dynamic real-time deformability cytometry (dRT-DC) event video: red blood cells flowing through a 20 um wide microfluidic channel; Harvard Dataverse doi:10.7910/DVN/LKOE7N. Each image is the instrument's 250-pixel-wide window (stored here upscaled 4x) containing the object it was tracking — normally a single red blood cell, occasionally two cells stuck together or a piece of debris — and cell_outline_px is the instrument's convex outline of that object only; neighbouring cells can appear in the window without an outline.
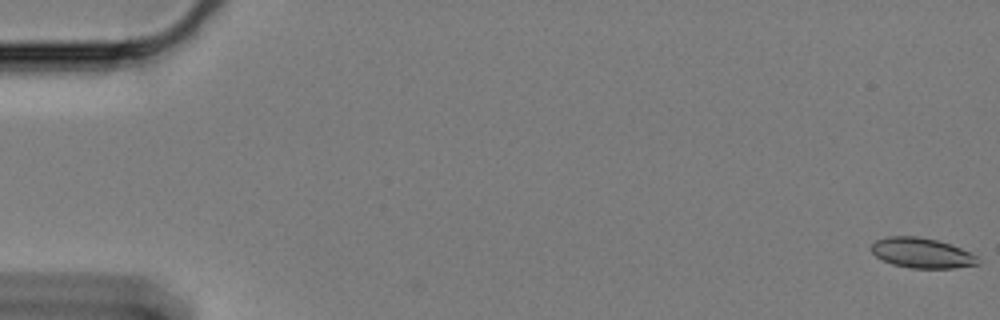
{"species": "Egyptian fruit bat (a non-hibernating species)", "species_latin": "Rousettus aegyptiacus", "temperature_condition": "cold", "stored_images_in_passage": 63, "camera_frame_rate_fps": 3000, "um_per_image_px": 0.085, "animal": {"sex": "female"}, "frame": {"image": 1, "passage_image": 1, "time_ms": 0.0, "image_size_px": [1000, 320], "cell_outline_px": [[980, 264], [956, 268], [912, 268], [892, 264], [876, 256], [868, 248], [876, 240], [888, 236], [916, 236], [936, 240], [960, 248], [976, 256], [980, 260]], "centroid_in_image_um": [78.33, 21.51], "position_along_channel_um": 6.7, "area_um2": 18.61}}
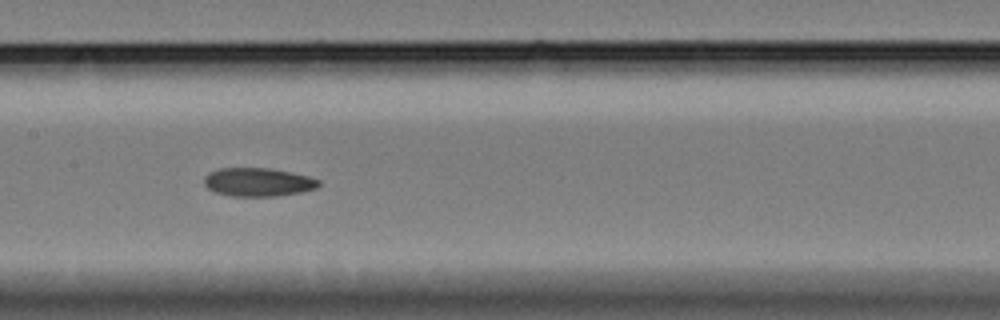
{"frame": {"image": 2, "passage_image": 31, "time_ms": 10.0, "image_size_px": [1000, 320], "cell_outline_px": [[320, 184], [316, 188], [300, 192], [276, 196], [232, 196], [216, 192], [208, 188], [204, 184], [204, 176], [208, 172], [220, 168], [268, 168], [308, 176], [320, 180]], "centroid_in_image_um": [21.91, 15.48], "position_along_channel_um": 185.5, "area_um2": 18.9}}
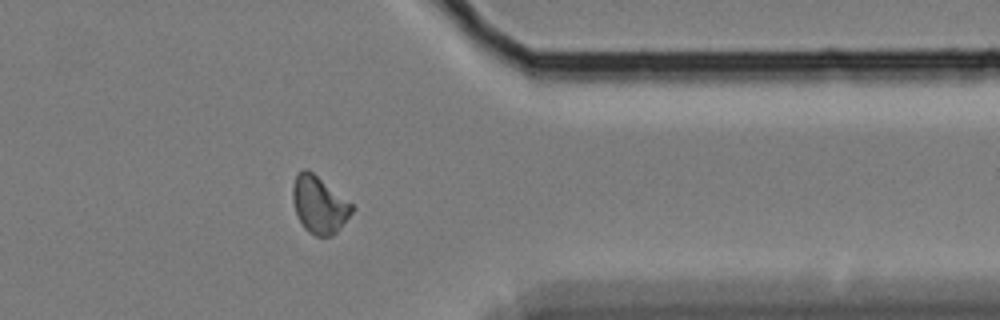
{"frame": {"image": 3, "passage_image": 50, "time_ms": 16.333, "image_size_px": [1000, 320], "cell_outline_px": [[356, 208], [340, 228], [332, 236], [316, 236], [308, 232], [304, 228], [296, 212], [292, 200], [292, 184], [296, 176], [304, 168], [308, 168], [352, 204]], "centroid_in_image_um": [27.13, 17.4], "position_along_channel_um": 384.3, "area_um2": 19.65}, "authors_computed_cell_mechanics": {"area_um2": 19.074, "velocity_mm_per_s": 3.2982, "shape_relaxation_time_tau1_ms": null, "shape_relaxation_time_tau2_ms": 3.9427, "deformation_change_tau1": null, "deformation_change_tau2": 0.0831}}